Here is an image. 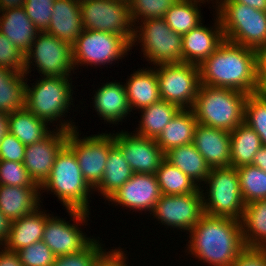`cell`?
<instances>
[{
    "mask_svg": "<svg viewBox=\"0 0 266 266\" xmlns=\"http://www.w3.org/2000/svg\"><path fill=\"white\" fill-rule=\"evenodd\" d=\"M200 82L249 94L266 88L259 72V52L224 40L199 65Z\"/></svg>",
    "mask_w": 266,
    "mask_h": 266,
    "instance_id": "cell-1",
    "label": "cell"
},
{
    "mask_svg": "<svg viewBox=\"0 0 266 266\" xmlns=\"http://www.w3.org/2000/svg\"><path fill=\"white\" fill-rule=\"evenodd\" d=\"M188 253L211 266H231L246 248L241 221L204 213L189 232Z\"/></svg>",
    "mask_w": 266,
    "mask_h": 266,
    "instance_id": "cell-2",
    "label": "cell"
},
{
    "mask_svg": "<svg viewBox=\"0 0 266 266\" xmlns=\"http://www.w3.org/2000/svg\"><path fill=\"white\" fill-rule=\"evenodd\" d=\"M248 94L201 84L191 108L198 124L232 131L244 122Z\"/></svg>",
    "mask_w": 266,
    "mask_h": 266,
    "instance_id": "cell-3",
    "label": "cell"
},
{
    "mask_svg": "<svg viewBox=\"0 0 266 266\" xmlns=\"http://www.w3.org/2000/svg\"><path fill=\"white\" fill-rule=\"evenodd\" d=\"M93 189L84 179L73 150L65 144L58 152L50 176L40 190L51 191L66 209L89 212V196Z\"/></svg>",
    "mask_w": 266,
    "mask_h": 266,
    "instance_id": "cell-4",
    "label": "cell"
},
{
    "mask_svg": "<svg viewBox=\"0 0 266 266\" xmlns=\"http://www.w3.org/2000/svg\"><path fill=\"white\" fill-rule=\"evenodd\" d=\"M214 2L224 40L258 52L266 45V11L238 2Z\"/></svg>",
    "mask_w": 266,
    "mask_h": 266,
    "instance_id": "cell-5",
    "label": "cell"
},
{
    "mask_svg": "<svg viewBox=\"0 0 266 266\" xmlns=\"http://www.w3.org/2000/svg\"><path fill=\"white\" fill-rule=\"evenodd\" d=\"M204 183L209 186V189H206L207 194L203 193L204 190L201 188L204 213L242 219L245 203L240 191L237 168H211Z\"/></svg>",
    "mask_w": 266,
    "mask_h": 266,
    "instance_id": "cell-6",
    "label": "cell"
},
{
    "mask_svg": "<svg viewBox=\"0 0 266 266\" xmlns=\"http://www.w3.org/2000/svg\"><path fill=\"white\" fill-rule=\"evenodd\" d=\"M69 79L71 77H43L32 85L33 88L26 82L24 107L47 124L59 120L73 105L72 83H69Z\"/></svg>",
    "mask_w": 266,
    "mask_h": 266,
    "instance_id": "cell-7",
    "label": "cell"
},
{
    "mask_svg": "<svg viewBox=\"0 0 266 266\" xmlns=\"http://www.w3.org/2000/svg\"><path fill=\"white\" fill-rule=\"evenodd\" d=\"M133 30L131 46L141 43L143 56L154 64L182 62V35L174 32L164 18L140 21ZM139 33V34H138ZM140 41V42H139Z\"/></svg>",
    "mask_w": 266,
    "mask_h": 266,
    "instance_id": "cell-8",
    "label": "cell"
},
{
    "mask_svg": "<svg viewBox=\"0 0 266 266\" xmlns=\"http://www.w3.org/2000/svg\"><path fill=\"white\" fill-rule=\"evenodd\" d=\"M131 44L122 36L105 31L84 30L72 45L74 68L87 64L90 66L112 64L123 59L130 51Z\"/></svg>",
    "mask_w": 266,
    "mask_h": 266,
    "instance_id": "cell-9",
    "label": "cell"
},
{
    "mask_svg": "<svg viewBox=\"0 0 266 266\" xmlns=\"http://www.w3.org/2000/svg\"><path fill=\"white\" fill-rule=\"evenodd\" d=\"M154 66L161 100L173 103L180 109H191L201 85L199 66L185 62Z\"/></svg>",
    "mask_w": 266,
    "mask_h": 266,
    "instance_id": "cell-10",
    "label": "cell"
},
{
    "mask_svg": "<svg viewBox=\"0 0 266 266\" xmlns=\"http://www.w3.org/2000/svg\"><path fill=\"white\" fill-rule=\"evenodd\" d=\"M35 48V49H34ZM33 58V59H32ZM33 61V62H32ZM35 63L41 77H69L74 72L72 46L46 32H39L25 54V71L31 73ZM30 71V72H29Z\"/></svg>",
    "mask_w": 266,
    "mask_h": 266,
    "instance_id": "cell-11",
    "label": "cell"
},
{
    "mask_svg": "<svg viewBox=\"0 0 266 266\" xmlns=\"http://www.w3.org/2000/svg\"><path fill=\"white\" fill-rule=\"evenodd\" d=\"M79 6L84 30L110 32L132 43L134 25L128 3L119 0H80Z\"/></svg>",
    "mask_w": 266,
    "mask_h": 266,
    "instance_id": "cell-12",
    "label": "cell"
},
{
    "mask_svg": "<svg viewBox=\"0 0 266 266\" xmlns=\"http://www.w3.org/2000/svg\"><path fill=\"white\" fill-rule=\"evenodd\" d=\"M69 130L66 144L73 150L84 179L94 189L102 180L109 150L115 145L114 133H101L80 138ZM80 138V139H79Z\"/></svg>",
    "mask_w": 266,
    "mask_h": 266,
    "instance_id": "cell-13",
    "label": "cell"
},
{
    "mask_svg": "<svg viewBox=\"0 0 266 266\" xmlns=\"http://www.w3.org/2000/svg\"><path fill=\"white\" fill-rule=\"evenodd\" d=\"M74 223L58 218L57 216H49L46 220L42 240L51 249L55 257L77 253L84 249L92 240L86 237L78 226L82 223L87 224V217L90 215L88 211L79 209H66ZM79 223V225H78Z\"/></svg>",
    "mask_w": 266,
    "mask_h": 266,
    "instance_id": "cell-14",
    "label": "cell"
},
{
    "mask_svg": "<svg viewBox=\"0 0 266 266\" xmlns=\"http://www.w3.org/2000/svg\"><path fill=\"white\" fill-rule=\"evenodd\" d=\"M63 121L60 122L57 130L50 132L40 142L26 146L23 165L28 170L30 178L39 187L50 176L55 158L66 144L69 130L78 129L72 121H65V119Z\"/></svg>",
    "mask_w": 266,
    "mask_h": 266,
    "instance_id": "cell-15",
    "label": "cell"
},
{
    "mask_svg": "<svg viewBox=\"0 0 266 266\" xmlns=\"http://www.w3.org/2000/svg\"><path fill=\"white\" fill-rule=\"evenodd\" d=\"M185 195L162 194L150 213L163 225L190 232L202 215V190Z\"/></svg>",
    "mask_w": 266,
    "mask_h": 266,
    "instance_id": "cell-16",
    "label": "cell"
},
{
    "mask_svg": "<svg viewBox=\"0 0 266 266\" xmlns=\"http://www.w3.org/2000/svg\"><path fill=\"white\" fill-rule=\"evenodd\" d=\"M114 136L115 144L121 149L134 173L156 174L160 163L165 159V153L155 139L123 130Z\"/></svg>",
    "mask_w": 266,
    "mask_h": 266,
    "instance_id": "cell-17",
    "label": "cell"
},
{
    "mask_svg": "<svg viewBox=\"0 0 266 266\" xmlns=\"http://www.w3.org/2000/svg\"><path fill=\"white\" fill-rule=\"evenodd\" d=\"M161 195L156 174L134 173L107 200L130 211L152 212Z\"/></svg>",
    "mask_w": 266,
    "mask_h": 266,
    "instance_id": "cell-18",
    "label": "cell"
},
{
    "mask_svg": "<svg viewBox=\"0 0 266 266\" xmlns=\"http://www.w3.org/2000/svg\"><path fill=\"white\" fill-rule=\"evenodd\" d=\"M216 17L215 28L202 26L201 23L182 35V62L199 66L224 41L221 24L217 15Z\"/></svg>",
    "mask_w": 266,
    "mask_h": 266,
    "instance_id": "cell-19",
    "label": "cell"
},
{
    "mask_svg": "<svg viewBox=\"0 0 266 266\" xmlns=\"http://www.w3.org/2000/svg\"><path fill=\"white\" fill-rule=\"evenodd\" d=\"M193 144L211 168L230 167V132L197 124Z\"/></svg>",
    "mask_w": 266,
    "mask_h": 266,
    "instance_id": "cell-20",
    "label": "cell"
},
{
    "mask_svg": "<svg viewBox=\"0 0 266 266\" xmlns=\"http://www.w3.org/2000/svg\"><path fill=\"white\" fill-rule=\"evenodd\" d=\"M80 0H55L48 28L44 31L71 46L83 31Z\"/></svg>",
    "mask_w": 266,
    "mask_h": 266,
    "instance_id": "cell-21",
    "label": "cell"
},
{
    "mask_svg": "<svg viewBox=\"0 0 266 266\" xmlns=\"http://www.w3.org/2000/svg\"><path fill=\"white\" fill-rule=\"evenodd\" d=\"M93 107L97 114L109 123L122 121L131 112L126 88L120 82L103 84L94 94Z\"/></svg>",
    "mask_w": 266,
    "mask_h": 266,
    "instance_id": "cell-22",
    "label": "cell"
},
{
    "mask_svg": "<svg viewBox=\"0 0 266 266\" xmlns=\"http://www.w3.org/2000/svg\"><path fill=\"white\" fill-rule=\"evenodd\" d=\"M1 13L0 32L25 55L40 31L26 15L23 7L6 9Z\"/></svg>",
    "mask_w": 266,
    "mask_h": 266,
    "instance_id": "cell-23",
    "label": "cell"
},
{
    "mask_svg": "<svg viewBox=\"0 0 266 266\" xmlns=\"http://www.w3.org/2000/svg\"><path fill=\"white\" fill-rule=\"evenodd\" d=\"M40 187H19L0 184V211L11 222L41 207Z\"/></svg>",
    "mask_w": 266,
    "mask_h": 266,
    "instance_id": "cell-24",
    "label": "cell"
},
{
    "mask_svg": "<svg viewBox=\"0 0 266 266\" xmlns=\"http://www.w3.org/2000/svg\"><path fill=\"white\" fill-rule=\"evenodd\" d=\"M50 215L46 214L44 210L41 211L38 207L29 215L12 221L7 240L1 247L17 252L24 247L41 241L46 220Z\"/></svg>",
    "mask_w": 266,
    "mask_h": 266,
    "instance_id": "cell-25",
    "label": "cell"
},
{
    "mask_svg": "<svg viewBox=\"0 0 266 266\" xmlns=\"http://www.w3.org/2000/svg\"><path fill=\"white\" fill-rule=\"evenodd\" d=\"M130 76L124 86L131 111L134 108L143 109L161 100L155 68L137 70Z\"/></svg>",
    "mask_w": 266,
    "mask_h": 266,
    "instance_id": "cell-26",
    "label": "cell"
},
{
    "mask_svg": "<svg viewBox=\"0 0 266 266\" xmlns=\"http://www.w3.org/2000/svg\"><path fill=\"white\" fill-rule=\"evenodd\" d=\"M197 124L192 109H180L155 139L156 143L164 153L171 148L191 144Z\"/></svg>",
    "mask_w": 266,
    "mask_h": 266,
    "instance_id": "cell-27",
    "label": "cell"
},
{
    "mask_svg": "<svg viewBox=\"0 0 266 266\" xmlns=\"http://www.w3.org/2000/svg\"><path fill=\"white\" fill-rule=\"evenodd\" d=\"M165 160L177 167L195 183H204L211 167L193 143L171 148L165 153Z\"/></svg>",
    "mask_w": 266,
    "mask_h": 266,
    "instance_id": "cell-28",
    "label": "cell"
},
{
    "mask_svg": "<svg viewBox=\"0 0 266 266\" xmlns=\"http://www.w3.org/2000/svg\"><path fill=\"white\" fill-rule=\"evenodd\" d=\"M259 135L245 122L230 131V166L252 165L254 156L262 147Z\"/></svg>",
    "mask_w": 266,
    "mask_h": 266,
    "instance_id": "cell-29",
    "label": "cell"
},
{
    "mask_svg": "<svg viewBox=\"0 0 266 266\" xmlns=\"http://www.w3.org/2000/svg\"><path fill=\"white\" fill-rule=\"evenodd\" d=\"M240 221L245 246L266 248V199L246 204Z\"/></svg>",
    "mask_w": 266,
    "mask_h": 266,
    "instance_id": "cell-30",
    "label": "cell"
},
{
    "mask_svg": "<svg viewBox=\"0 0 266 266\" xmlns=\"http://www.w3.org/2000/svg\"><path fill=\"white\" fill-rule=\"evenodd\" d=\"M134 172L124 158L121 149L115 144L108 153V159L104 169V175L100 183L94 188L107 200L114 194Z\"/></svg>",
    "mask_w": 266,
    "mask_h": 266,
    "instance_id": "cell-31",
    "label": "cell"
},
{
    "mask_svg": "<svg viewBox=\"0 0 266 266\" xmlns=\"http://www.w3.org/2000/svg\"><path fill=\"white\" fill-rule=\"evenodd\" d=\"M26 79L24 72L0 67V112L11 114L24 108Z\"/></svg>",
    "mask_w": 266,
    "mask_h": 266,
    "instance_id": "cell-32",
    "label": "cell"
},
{
    "mask_svg": "<svg viewBox=\"0 0 266 266\" xmlns=\"http://www.w3.org/2000/svg\"><path fill=\"white\" fill-rule=\"evenodd\" d=\"M8 124L9 132L25 146L40 142L51 132L44 120L37 118L25 107L8 114Z\"/></svg>",
    "mask_w": 266,
    "mask_h": 266,
    "instance_id": "cell-33",
    "label": "cell"
},
{
    "mask_svg": "<svg viewBox=\"0 0 266 266\" xmlns=\"http://www.w3.org/2000/svg\"><path fill=\"white\" fill-rule=\"evenodd\" d=\"M179 110L180 108L177 105L165 100H160L140 109L142 113L141 121H139V128L135 134L156 139Z\"/></svg>",
    "mask_w": 266,
    "mask_h": 266,
    "instance_id": "cell-34",
    "label": "cell"
},
{
    "mask_svg": "<svg viewBox=\"0 0 266 266\" xmlns=\"http://www.w3.org/2000/svg\"><path fill=\"white\" fill-rule=\"evenodd\" d=\"M205 0H179L170 7L164 16L169 27L178 34L188 33L201 24V11L198 9L200 3Z\"/></svg>",
    "mask_w": 266,
    "mask_h": 266,
    "instance_id": "cell-35",
    "label": "cell"
},
{
    "mask_svg": "<svg viewBox=\"0 0 266 266\" xmlns=\"http://www.w3.org/2000/svg\"><path fill=\"white\" fill-rule=\"evenodd\" d=\"M156 177L161 194L185 195L201 189L200 184L197 185L190 177L165 159L160 163Z\"/></svg>",
    "mask_w": 266,
    "mask_h": 266,
    "instance_id": "cell-36",
    "label": "cell"
},
{
    "mask_svg": "<svg viewBox=\"0 0 266 266\" xmlns=\"http://www.w3.org/2000/svg\"><path fill=\"white\" fill-rule=\"evenodd\" d=\"M237 173L245 205L266 199V173L263 170L253 165H244L237 168Z\"/></svg>",
    "mask_w": 266,
    "mask_h": 266,
    "instance_id": "cell-37",
    "label": "cell"
},
{
    "mask_svg": "<svg viewBox=\"0 0 266 266\" xmlns=\"http://www.w3.org/2000/svg\"><path fill=\"white\" fill-rule=\"evenodd\" d=\"M244 122L259 135L262 145L266 146V88L247 96Z\"/></svg>",
    "mask_w": 266,
    "mask_h": 266,
    "instance_id": "cell-38",
    "label": "cell"
},
{
    "mask_svg": "<svg viewBox=\"0 0 266 266\" xmlns=\"http://www.w3.org/2000/svg\"><path fill=\"white\" fill-rule=\"evenodd\" d=\"M179 0H131V21L134 24L150 18H164L166 11ZM143 17V18H142ZM138 19V20H137Z\"/></svg>",
    "mask_w": 266,
    "mask_h": 266,
    "instance_id": "cell-39",
    "label": "cell"
},
{
    "mask_svg": "<svg viewBox=\"0 0 266 266\" xmlns=\"http://www.w3.org/2000/svg\"><path fill=\"white\" fill-rule=\"evenodd\" d=\"M99 240H93L81 251L55 257L51 266H94L98 257L104 252Z\"/></svg>",
    "mask_w": 266,
    "mask_h": 266,
    "instance_id": "cell-40",
    "label": "cell"
},
{
    "mask_svg": "<svg viewBox=\"0 0 266 266\" xmlns=\"http://www.w3.org/2000/svg\"><path fill=\"white\" fill-rule=\"evenodd\" d=\"M0 184L19 187H39L30 178L23 162L0 160Z\"/></svg>",
    "mask_w": 266,
    "mask_h": 266,
    "instance_id": "cell-41",
    "label": "cell"
},
{
    "mask_svg": "<svg viewBox=\"0 0 266 266\" xmlns=\"http://www.w3.org/2000/svg\"><path fill=\"white\" fill-rule=\"evenodd\" d=\"M23 266H51L55 256L43 240L17 251Z\"/></svg>",
    "mask_w": 266,
    "mask_h": 266,
    "instance_id": "cell-42",
    "label": "cell"
},
{
    "mask_svg": "<svg viewBox=\"0 0 266 266\" xmlns=\"http://www.w3.org/2000/svg\"><path fill=\"white\" fill-rule=\"evenodd\" d=\"M55 0H25L23 8L26 15L40 31H45L51 20Z\"/></svg>",
    "mask_w": 266,
    "mask_h": 266,
    "instance_id": "cell-43",
    "label": "cell"
},
{
    "mask_svg": "<svg viewBox=\"0 0 266 266\" xmlns=\"http://www.w3.org/2000/svg\"><path fill=\"white\" fill-rule=\"evenodd\" d=\"M0 67L15 72L25 71V55L20 52L12 42L0 32Z\"/></svg>",
    "mask_w": 266,
    "mask_h": 266,
    "instance_id": "cell-44",
    "label": "cell"
},
{
    "mask_svg": "<svg viewBox=\"0 0 266 266\" xmlns=\"http://www.w3.org/2000/svg\"><path fill=\"white\" fill-rule=\"evenodd\" d=\"M26 146L8 132L0 142V160L23 162Z\"/></svg>",
    "mask_w": 266,
    "mask_h": 266,
    "instance_id": "cell-45",
    "label": "cell"
},
{
    "mask_svg": "<svg viewBox=\"0 0 266 266\" xmlns=\"http://www.w3.org/2000/svg\"><path fill=\"white\" fill-rule=\"evenodd\" d=\"M231 266H266V248L246 247Z\"/></svg>",
    "mask_w": 266,
    "mask_h": 266,
    "instance_id": "cell-46",
    "label": "cell"
},
{
    "mask_svg": "<svg viewBox=\"0 0 266 266\" xmlns=\"http://www.w3.org/2000/svg\"><path fill=\"white\" fill-rule=\"evenodd\" d=\"M121 249H110L109 252H104L98 257L94 266H129L126 264V254Z\"/></svg>",
    "mask_w": 266,
    "mask_h": 266,
    "instance_id": "cell-47",
    "label": "cell"
},
{
    "mask_svg": "<svg viewBox=\"0 0 266 266\" xmlns=\"http://www.w3.org/2000/svg\"><path fill=\"white\" fill-rule=\"evenodd\" d=\"M0 266H23L15 251H10L4 247L0 250Z\"/></svg>",
    "mask_w": 266,
    "mask_h": 266,
    "instance_id": "cell-48",
    "label": "cell"
},
{
    "mask_svg": "<svg viewBox=\"0 0 266 266\" xmlns=\"http://www.w3.org/2000/svg\"><path fill=\"white\" fill-rule=\"evenodd\" d=\"M11 228V221L0 211V245L7 240Z\"/></svg>",
    "mask_w": 266,
    "mask_h": 266,
    "instance_id": "cell-49",
    "label": "cell"
},
{
    "mask_svg": "<svg viewBox=\"0 0 266 266\" xmlns=\"http://www.w3.org/2000/svg\"><path fill=\"white\" fill-rule=\"evenodd\" d=\"M252 165L266 173V146H262L254 156Z\"/></svg>",
    "mask_w": 266,
    "mask_h": 266,
    "instance_id": "cell-50",
    "label": "cell"
},
{
    "mask_svg": "<svg viewBox=\"0 0 266 266\" xmlns=\"http://www.w3.org/2000/svg\"><path fill=\"white\" fill-rule=\"evenodd\" d=\"M220 2H238L253 7L259 11H266V0H220Z\"/></svg>",
    "mask_w": 266,
    "mask_h": 266,
    "instance_id": "cell-51",
    "label": "cell"
},
{
    "mask_svg": "<svg viewBox=\"0 0 266 266\" xmlns=\"http://www.w3.org/2000/svg\"><path fill=\"white\" fill-rule=\"evenodd\" d=\"M259 72L263 83L266 85V45L259 51Z\"/></svg>",
    "mask_w": 266,
    "mask_h": 266,
    "instance_id": "cell-52",
    "label": "cell"
},
{
    "mask_svg": "<svg viewBox=\"0 0 266 266\" xmlns=\"http://www.w3.org/2000/svg\"><path fill=\"white\" fill-rule=\"evenodd\" d=\"M25 0H0V12L24 6Z\"/></svg>",
    "mask_w": 266,
    "mask_h": 266,
    "instance_id": "cell-53",
    "label": "cell"
},
{
    "mask_svg": "<svg viewBox=\"0 0 266 266\" xmlns=\"http://www.w3.org/2000/svg\"><path fill=\"white\" fill-rule=\"evenodd\" d=\"M8 114L0 112V142L3 137L9 132Z\"/></svg>",
    "mask_w": 266,
    "mask_h": 266,
    "instance_id": "cell-54",
    "label": "cell"
},
{
    "mask_svg": "<svg viewBox=\"0 0 266 266\" xmlns=\"http://www.w3.org/2000/svg\"><path fill=\"white\" fill-rule=\"evenodd\" d=\"M119 1H122V2H125V3H128L131 1V0H119Z\"/></svg>",
    "mask_w": 266,
    "mask_h": 266,
    "instance_id": "cell-55",
    "label": "cell"
}]
</instances>
